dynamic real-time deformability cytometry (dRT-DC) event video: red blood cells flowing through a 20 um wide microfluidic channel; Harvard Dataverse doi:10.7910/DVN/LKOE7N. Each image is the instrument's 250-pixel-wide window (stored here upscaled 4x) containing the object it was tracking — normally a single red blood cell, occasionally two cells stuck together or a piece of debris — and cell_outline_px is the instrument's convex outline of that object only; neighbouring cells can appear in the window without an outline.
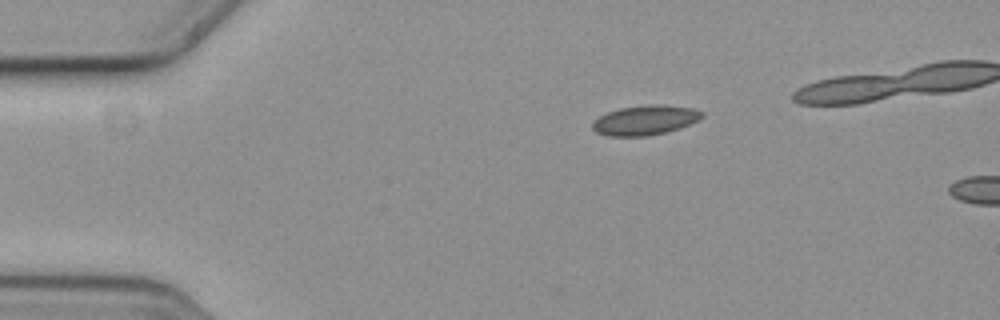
{"species": "common noctule bat (a hibernating species)", "species_latin": "Nyctalus noctula", "temperature_condition": "cold", "stored_images_in_passage": 5, "camera_frame_rate_fps": 3000, "um_per_image_px": 0.085, "animal": {"sex": "female", "body_mass_g": 19.3, "forearm_length_mm": 54.1}, "frame": {"image": 1, "passage_image": 1, "time_ms": 0.0, "image_size_px": [1000, 320], "cell_outline_px": [[704, 116], [700, 120], [680, 128], [664, 132], [644, 136], [608, 136], [596, 132], [592, 128], [592, 124], [600, 116], [608, 112], [620, 108], [648, 104], [660, 104], [692, 108], [704, 112]], "centroid_in_image_um": [54.87, 10.21], "position_along_channel_um": 30.1, "area_um2": 18.9}}